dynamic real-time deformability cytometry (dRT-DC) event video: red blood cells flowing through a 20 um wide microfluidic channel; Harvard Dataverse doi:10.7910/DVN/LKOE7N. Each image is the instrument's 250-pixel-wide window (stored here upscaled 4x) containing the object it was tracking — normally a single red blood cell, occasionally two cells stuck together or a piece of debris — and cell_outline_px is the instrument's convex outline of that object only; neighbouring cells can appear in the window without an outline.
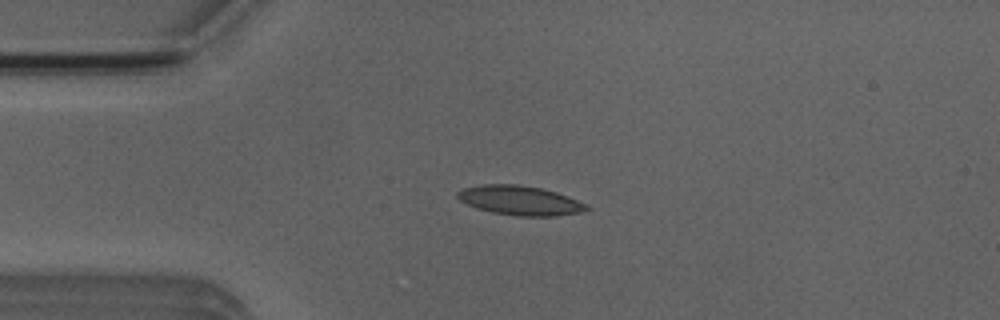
{"species": "Egyptian fruit bat (a non-hibernating species)", "species_latin": "Rousettus aegyptiacus", "temperature_condition": "room temperature", "stored_images_in_passage": 3, "camera_frame_rate_fps": 3000, "um_per_image_px": 0.085, "animal": {"sex": "male"}, "frame": {"image": 1, "passage_image": 3, "time_ms": 2.333, "image_size_px": [1000, 320], "cell_outline_px": [[592, 208], [580, 212], [552, 216], [516, 216], [492, 212], [476, 208], [460, 200], [456, 196], [456, 192], [464, 188], [480, 184], [516, 184], [540, 188], [556, 192], [588, 204]], "centroid_in_image_um": [44.19, 17.03], "position_along_channel_um": 40.8, "area_um2": 22.08}}